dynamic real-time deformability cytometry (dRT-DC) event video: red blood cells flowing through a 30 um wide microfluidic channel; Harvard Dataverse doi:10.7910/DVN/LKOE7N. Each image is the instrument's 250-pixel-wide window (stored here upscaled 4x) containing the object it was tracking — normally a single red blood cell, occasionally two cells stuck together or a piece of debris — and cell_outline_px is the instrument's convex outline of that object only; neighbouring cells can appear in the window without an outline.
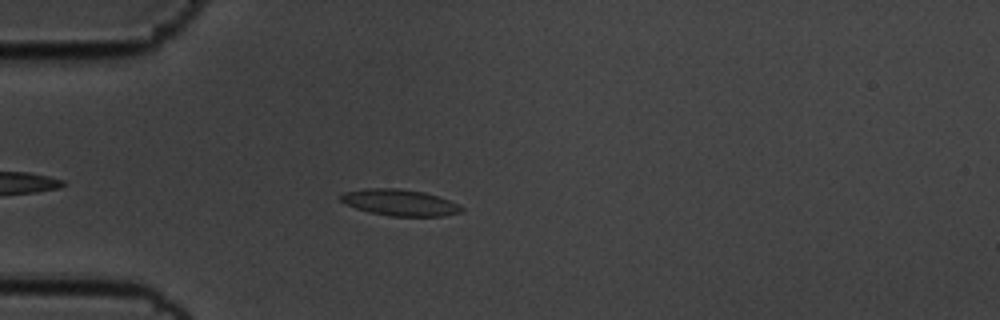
{"species": "common noctule bat (a hibernating species)", "species_latin": "Nyctalus noctula", "temperature_condition": "cold", "stored_images_in_passage": 48, "camera_frame_rate_fps": 3000, "um_per_image_px": 0.085, "animal": {"sex": "male", "body_mass_g": 19.5, "forearm_length_mm": 54.6}, "frame": {"image": 1, "passage_image": 7, "time_ms": 2.0, "image_size_px": [1000, 320], "cell_outline_px": [[464, 208], [460, 212], [444, 216], [388, 216], [368, 212], [356, 208], [340, 200], [340, 196], [344, 192], [368, 188], [396, 188], [424, 192], [460, 204]], "centroid_in_image_um": [33.99, 17.22], "position_along_channel_um": 51.0, "area_um2": 18.44}}
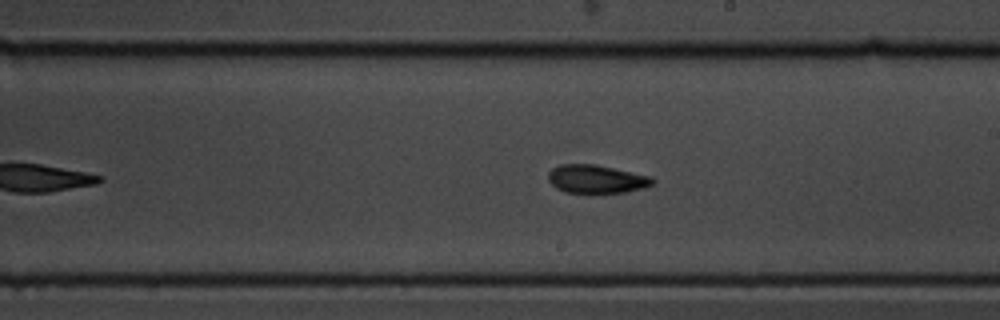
{"frame": {"image": 2, "passage_image": 24, "time_ms": 7.667, "image_size_px": [1000, 320], "cell_outline_px": [[656, 180], [652, 184], [644, 188], [624, 192], [588, 196], [564, 192], [556, 188], [548, 180], [548, 172], [552, 168], [560, 164], [596, 164], [652, 176]], "centroid_in_image_um": [50.68, 15.26], "position_along_channel_um": 238.3, "area_um2": 18.09}}
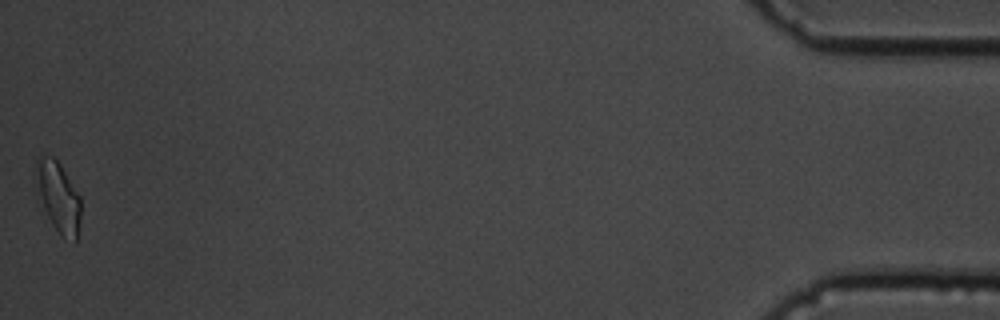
{"frame": {"image": 3, "passage_image": 48, "time_ms": 15.667, "image_size_px": [1000, 320], "cell_outline_px": [[80, 220], [76, 240], [64, 240], [52, 224], [36, 200], [36, 160], [40, 156], [52, 156], [60, 164], [80, 196]], "centroid_in_image_um": [4.91, 16.77], "position_along_channel_um": 430.3, "area_um2": 18.73}, "authors_computed_cell_mechanics": {"area_um2": 17.5423, "velocity_mm_per_s": 3.5211, "shape_relaxation_time_tau1_ms": 3.8341, "shape_relaxation_time_tau2_ms": 4.7826, "deformation_change_tau1": 0.12, "deformation_change_tau2": 0.101}}